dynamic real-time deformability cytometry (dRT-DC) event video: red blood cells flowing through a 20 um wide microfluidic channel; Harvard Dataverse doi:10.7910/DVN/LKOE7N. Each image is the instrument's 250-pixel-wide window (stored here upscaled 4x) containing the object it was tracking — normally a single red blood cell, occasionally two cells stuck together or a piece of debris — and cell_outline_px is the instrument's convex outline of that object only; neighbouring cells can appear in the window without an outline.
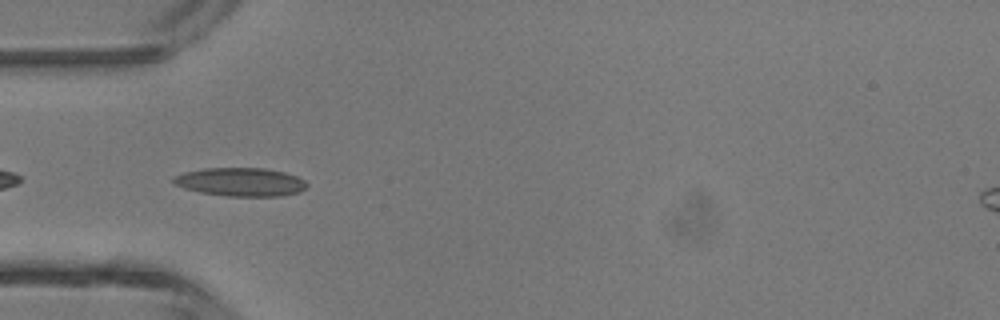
{"species": "common noctule bat (a hibernating species)", "species_latin": "Nyctalus noctula", "temperature_condition": "room temperature", "stored_images_in_passage": 6, "camera_frame_rate_fps": 3000, "um_per_image_px": 0.085, "animal": {"sex": "male", "body_mass_g": 13.3}, "frame": {"image": 1, "passage_image": 5, "time_ms": 1.333, "image_size_px": [1000, 320], "cell_outline_px": [[308, 188], [300, 192], [284, 196], [228, 196], [200, 192], [184, 188], [176, 184], [172, 180], [172, 176], [184, 172], [204, 168], [264, 168], [284, 172], [296, 176], [304, 180], [308, 184]], "centroid_in_image_um": [20.48, 15.47], "position_along_channel_um": 64.5, "area_um2": 22.25}}
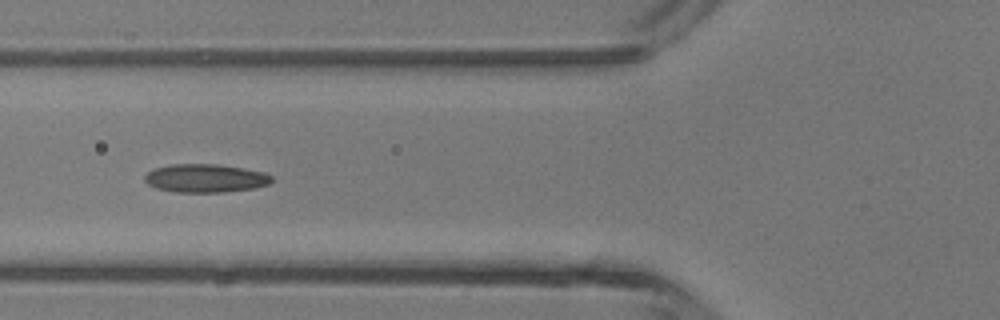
{"frame": {"image": 2, "passage_image": 6, "time_ms": 1.667, "image_size_px": [1000, 320], "cell_outline_px": [[272, 180], [268, 184], [256, 188], [224, 192], [176, 192], [156, 188], [148, 184], [144, 180], [144, 176], [148, 172], [156, 168], [172, 164], [216, 164], [244, 168], [264, 172], [272, 176]], "centroid_in_image_um": [17.47, 15.15], "position_along_channel_um": 108.3, "area_um2": 20.98}}